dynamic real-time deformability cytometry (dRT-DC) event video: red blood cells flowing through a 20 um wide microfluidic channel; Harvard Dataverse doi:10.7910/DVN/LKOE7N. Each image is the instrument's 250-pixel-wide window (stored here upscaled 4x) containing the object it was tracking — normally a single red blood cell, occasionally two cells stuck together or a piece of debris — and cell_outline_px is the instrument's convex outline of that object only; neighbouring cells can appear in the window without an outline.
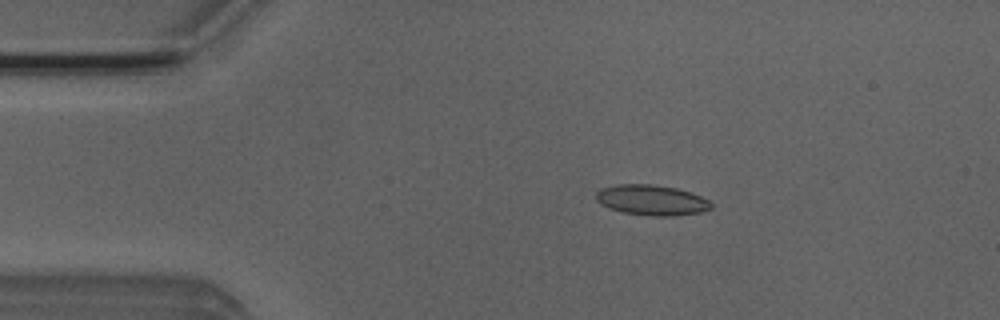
{"species": "Egyptian fruit bat (a non-hibernating species)", "species_latin": "Rousettus aegyptiacus", "temperature_condition": "room temperature", "stored_images_in_passage": 6, "camera_frame_rate_fps": 3000, "um_per_image_px": 0.085, "animal": {"sex": "male"}, "frame": {"image": 1, "passage_image": 3, "time_ms": 0.667, "image_size_px": [1000, 320], "cell_outline_px": [[712, 208], [700, 212], [672, 216], [652, 216], [624, 212], [608, 208], [600, 204], [596, 200], [596, 192], [600, 188], [616, 184], [652, 184], [676, 188], [692, 192], [708, 200], [712, 204]], "centroid_in_image_um": [55.36, 17.0], "position_along_channel_um": 29.6, "area_um2": 20.46}}
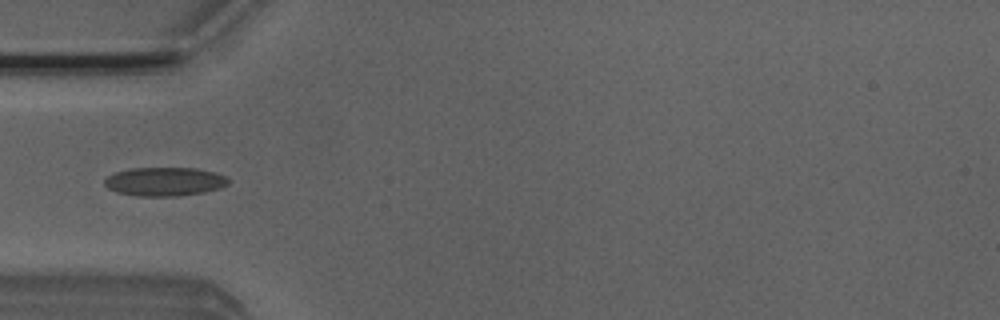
{"frame": {"image": 2, "passage_image": 5, "time_ms": 1.333, "image_size_px": [1000, 320], "cell_outline_px": [[228, 184], [220, 188], [204, 192], [180, 196], [136, 196], [116, 192], [108, 188], [104, 184], [104, 180], [108, 176], [116, 172], [132, 168], [196, 168], [216, 172], [224, 176], [228, 180]], "centroid_in_image_um": [13.99, 15.44], "position_along_channel_um": 71.0, "area_um2": 20.75}}